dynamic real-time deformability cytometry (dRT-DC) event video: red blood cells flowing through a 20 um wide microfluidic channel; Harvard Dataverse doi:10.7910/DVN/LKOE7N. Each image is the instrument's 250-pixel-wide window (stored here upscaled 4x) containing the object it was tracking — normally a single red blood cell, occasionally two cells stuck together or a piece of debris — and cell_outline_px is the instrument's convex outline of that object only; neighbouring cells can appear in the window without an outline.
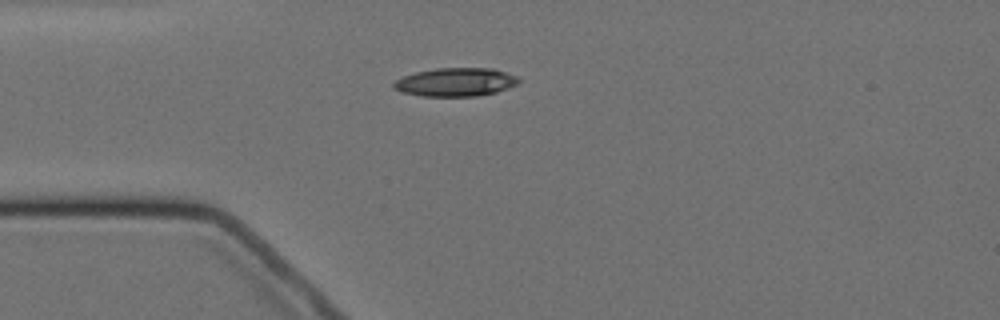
{"species": "Egyptian fruit bat (a non-hibernating species)", "species_latin": "Rousettus aegyptiacus", "temperature_condition": "cold", "stored_images_in_passage": 5, "camera_frame_rate_fps": 3000, "um_per_image_px": 0.085, "animal": {"sex": "female"}, "frame": {"image": 1, "passage_image": 5, "time_ms": 5.667, "image_size_px": [1000, 320], "cell_outline_px": [[520, 84], [496, 92], [476, 96], [420, 96], [400, 92], [392, 88], [392, 84], [396, 80], [404, 76], [416, 72], [436, 68], [492, 68], [516, 76], [520, 80]], "centroid_in_image_um": [38.71, 6.98], "position_along_channel_um": 46.3, "area_um2": 20.81}}